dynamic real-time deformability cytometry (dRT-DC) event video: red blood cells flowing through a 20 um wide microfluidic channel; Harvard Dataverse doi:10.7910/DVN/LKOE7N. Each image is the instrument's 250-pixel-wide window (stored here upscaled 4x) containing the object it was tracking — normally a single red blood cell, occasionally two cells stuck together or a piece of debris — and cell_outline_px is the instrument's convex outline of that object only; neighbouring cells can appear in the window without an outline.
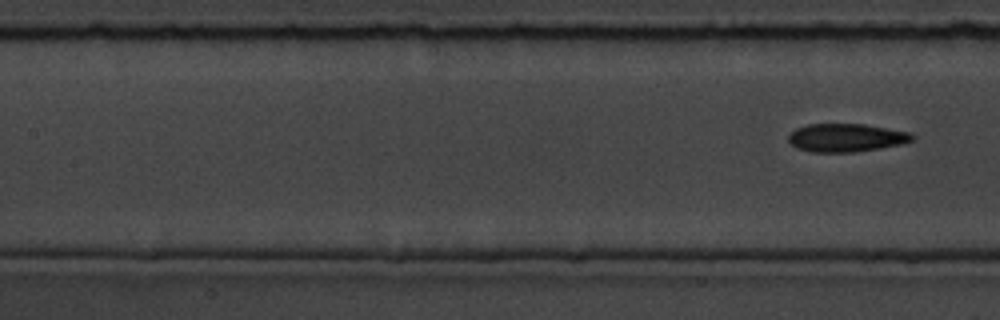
{"species": "common noctule bat (a hibernating species)", "species_latin": "Nyctalus noctula", "temperature_condition": "room temperature", "stored_images_in_passage": 9, "segment_of_instrument_passage": [2, 2], "camera_frame_rate_fps": 3000, "um_per_image_px": 0.085, "animal": {"sex": "male", "body_mass_g": 19.5, "forearm_length_mm": 54.6}, "frame": {"image": 1, "passage_image": 9, "time_ms": 10.333, "image_size_px": [1000, 320], "cell_outline_px": [[916, 136], [912, 140], [900, 144], [880, 148], [856, 152], [812, 152], [796, 148], [788, 140], [788, 136], [796, 128], [808, 124], [864, 124], [908, 132]], "centroid_in_image_um": [71.9, 11.71], "position_along_channel_um": 135.5, "area_um2": 20.23}}